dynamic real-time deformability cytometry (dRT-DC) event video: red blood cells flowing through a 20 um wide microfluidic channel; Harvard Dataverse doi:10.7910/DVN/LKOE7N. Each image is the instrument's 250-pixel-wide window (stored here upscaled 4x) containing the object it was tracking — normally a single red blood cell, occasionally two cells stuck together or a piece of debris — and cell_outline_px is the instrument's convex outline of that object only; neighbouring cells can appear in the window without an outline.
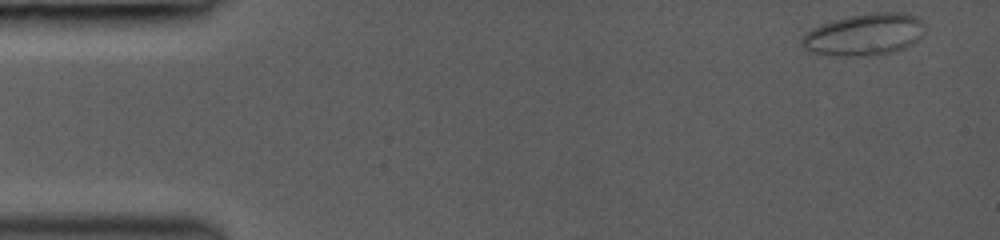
{"species": "common noctule bat (a hibernating species)", "species_latin": "Nyctalus noctula", "temperature_condition": "room temperature", "stored_images_in_passage": 39, "camera_frame_rate_fps": 3000, "um_per_image_px": 0.085, "animal": {"sex": "female", "body_mass_g": 19.0, "forearm_length_mm": 53.3}, "frame": {"image": 1, "passage_image": 1, "time_ms": 0.0, "image_size_px": [1000, 240], "cell_outline_px": [[924, 32], [912, 44], [896, 52], [860, 56], [844, 56], [812, 52], [804, 48], [800, 40], [812, 28], [820, 24], [852, 16], [872, 12], [904, 12], [916, 16], [924, 24]], "centroid_in_image_um": [73.5, 2.93], "position_along_channel_um": 11.5, "area_um2": 29.77}}
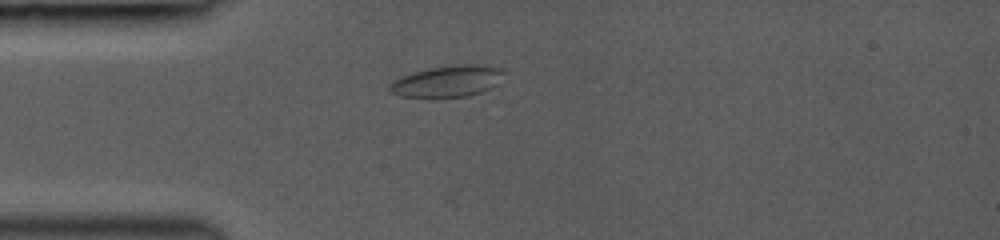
{"frame": {"image": 2, "passage_image": 11, "time_ms": 3.667, "image_size_px": [1000, 240], "cell_outline_px": [[504, 72], [500, 84], [492, 88], [468, 96], [400, 96], [392, 92], [388, 88], [388, 84], [392, 80], [416, 72], [432, 68], [460, 64], [484, 64], [500, 68]], "centroid_in_image_um": [38.1, 6.89], "position_along_channel_um": 46.9, "area_um2": 20.63}}
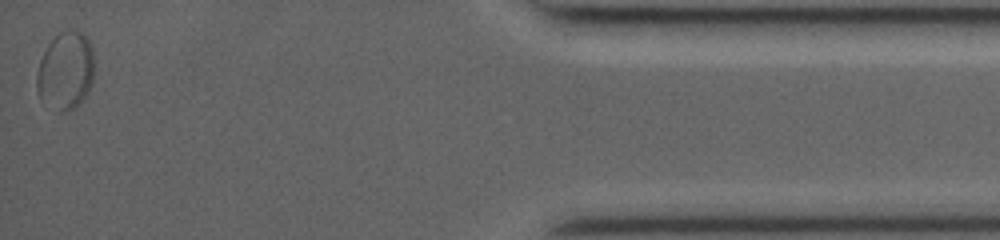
{"frame": {"image": 3, "passage_image": 39, "time_ms": 15.0, "image_size_px": [1000, 240], "cell_outline_px": [[92, 84], [88, 92], [76, 108], [68, 112], [56, 112], [40, 100], [36, 88], [36, 76], [40, 60], [48, 44], [60, 32], [76, 28], [84, 32], [92, 48]], "centroid_in_image_um": [5.56, 6.05], "position_along_channel_um": 429.6, "area_um2": 26.47}}